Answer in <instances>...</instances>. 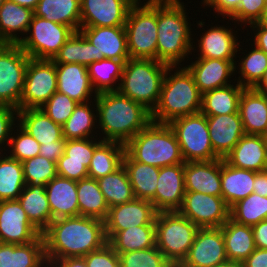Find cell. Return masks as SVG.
Here are the masks:
<instances>
[{
  "mask_svg": "<svg viewBox=\"0 0 267 267\" xmlns=\"http://www.w3.org/2000/svg\"><path fill=\"white\" fill-rule=\"evenodd\" d=\"M118 255L120 267H174L156 246Z\"/></svg>",
  "mask_w": 267,
  "mask_h": 267,
  "instance_id": "c3c4849f",
  "label": "cell"
},
{
  "mask_svg": "<svg viewBox=\"0 0 267 267\" xmlns=\"http://www.w3.org/2000/svg\"><path fill=\"white\" fill-rule=\"evenodd\" d=\"M65 144L66 139L64 137L49 144H42L39 148V155L57 164L59 158L64 154Z\"/></svg>",
  "mask_w": 267,
  "mask_h": 267,
  "instance_id": "6f0895ef",
  "label": "cell"
},
{
  "mask_svg": "<svg viewBox=\"0 0 267 267\" xmlns=\"http://www.w3.org/2000/svg\"><path fill=\"white\" fill-rule=\"evenodd\" d=\"M187 65L199 91L203 94L230 85V76L236 71V61L212 58H199Z\"/></svg>",
  "mask_w": 267,
  "mask_h": 267,
  "instance_id": "ffe728a7",
  "label": "cell"
},
{
  "mask_svg": "<svg viewBox=\"0 0 267 267\" xmlns=\"http://www.w3.org/2000/svg\"><path fill=\"white\" fill-rule=\"evenodd\" d=\"M253 187L254 193L267 197V170L255 172Z\"/></svg>",
  "mask_w": 267,
  "mask_h": 267,
  "instance_id": "be15d7a7",
  "label": "cell"
},
{
  "mask_svg": "<svg viewBox=\"0 0 267 267\" xmlns=\"http://www.w3.org/2000/svg\"><path fill=\"white\" fill-rule=\"evenodd\" d=\"M256 248L267 249V220L252 226Z\"/></svg>",
  "mask_w": 267,
  "mask_h": 267,
  "instance_id": "94428289",
  "label": "cell"
},
{
  "mask_svg": "<svg viewBox=\"0 0 267 267\" xmlns=\"http://www.w3.org/2000/svg\"><path fill=\"white\" fill-rule=\"evenodd\" d=\"M54 63H77L89 66L96 61V50L80 31L74 32L52 59Z\"/></svg>",
  "mask_w": 267,
  "mask_h": 267,
  "instance_id": "7bdbcfd3",
  "label": "cell"
},
{
  "mask_svg": "<svg viewBox=\"0 0 267 267\" xmlns=\"http://www.w3.org/2000/svg\"><path fill=\"white\" fill-rule=\"evenodd\" d=\"M29 59L18 44H7L0 51V106L19 110Z\"/></svg>",
  "mask_w": 267,
  "mask_h": 267,
  "instance_id": "8fae6325",
  "label": "cell"
},
{
  "mask_svg": "<svg viewBox=\"0 0 267 267\" xmlns=\"http://www.w3.org/2000/svg\"><path fill=\"white\" fill-rule=\"evenodd\" d=\"M108 243L118 254L156 246L155 225L134 226L117 232Z\"/></svg>",
  "mask_w": 267,
  "mask_h": 267,
  "instance_id": "f35d334b",
  "label": "cell"
},
{
  "mask_svg": "<svg viewBox=\"0 0 267 267\" xmlns=\"http://www.w3.org/2000/svg\"><path fill=\"white\" fill-rule=\"evenodd\" d=\"M125 145L116 141H102L94 150L88 177L95 180L115 172L123 165Z\"/></svg>",
  "mask_w": 267,
  "mask_h": 267,
  "instance_id": "d590c367",
  "label": "cell"
},
{
  "mask_svg": "<svg viewBox=\"0 0 267 267\" xmlns=\"http://www.w3.org/2000/svg\"><path fill=\"white\" fill-rule=\"evenodd\" d=\"M174 68L177 66H168L165 73L157 106L151 112L152 122L169 124L179 117L201 112L202 93L193 76L186 66L173 71Z\"/></svg>",
  "mask_w": 267,
  "mask_h": 267,
  "instance_id": "277c9868",
  "label": "cell"
},
{
  "mask_svg": "<svg viewBox=\"0 0 267 267\" xmlns=\"http://www.w3.org/2000/svg\"><path fill=\"white\" fill-rule=\"evenodd\" d=\"M185 195L184 163L160 168L155 196L156 211L177 212Z\"/></svg>",
  "mask_w": 267,
  "mask_h": 267,
  "instance_id": "ac0fdd59",
  "label": "cell"
},
{
  "mask_svg": "<svg viewBox=\"0 0 267 267\" xmlns=\"http://www.w3.org/2000/svg\"><path fill=\"white\" fill-rule=\"evenodd\" d=\"M140 1L132 5L124 25L128 53L130 58L157 60V0Z\"/></svg>",
  "mask_w": 267,
  "mask_h": 267,
  "instance_id": "52a82bcc",
  "label": "cell"
},
{
  "mask_svg": "<svg viewBox=\"0 0 267 267\" xmlns=\"http://www.w3.org/2000/svg\"><path fill=\"white\" fill-rule=\"evenodd\" d=\"M74 32L69 26L33 15L30 35L21 36L18 45L30 58L52 60Z\"/></svg>",
  "mask_w": 267,
  "mask_h": 267,
  "instance_id": "30bf717a",
  "label": "cell"
},
{
  "mask_svg": "<svg viewBox=\"0 0 267 267\" xmlns=\"http://www.w3.org/2000/svg\"><path fill=\"white\" fill-rule=\"evenodd\" d=\"M125 152L134 161L159 168L185 163L169 124L151 121L125 144Z\"/></svg>",
  "mask_w": 267,
  "mask_h": 267,
  "instance_id": "5b68a950",
  "label": "cell"
},
{
  "mask_svg": "<svg viewBox=\"0 0 267 267\" xmlns=\"http://www.w3.org/2000/svg\"><path fill=\"white\" fill-rule=\"evenodd\" d=\"M185 191L222 197L221 158L184 163Z\"/></svg>",
  "mask_w": 267,
  "mask_h": 267,
  "instance_id": "7402d4cb",
  "label": "cell"
},
{
  "mask_svg": "<svg viewBox=\"0 0 267 267\" xmlns=\"http://www.w3.org/2000/svg\"><path fill=\"white\" fill-rule=\"evenodd\" d=\"M45 261L42 235L28 244L0 242V267H43Z\"/></svg>",
  "mask_w": 267,
  "mask_h": 267,
  "instance_id": "83f0119b",
  "label": "cell"
},
{
  "mask_svg": "<svg viewBox=\"0 0 267 267\" xmlns=\"http://www.w3.org/2000/svg\"><path fill=\"white\" fill-rule=\"evenodd\" d=\"M245 134L264 135L267 131V105L263 94L244 88L238 108Z\"/></svg>",
  "mask_w": 267,
  "mask_h": 267,
  "instance_id": "4316f807",
  "label": "cell"
},
{
  "mask_svg": "<svg viewBox=\"0 0 267 267\" xmlns=\"http://www.w3.org/2000/svg\"><path fill=\"white\" fill-rule=\"evenodd\" d=\"M263 136L265 138V141L267 142V131H266V133Z\"/></svg>",
  "mask_w": 267,
  "mask_h": 267,
  "instance_id": "34e18365",
  "label": "cell"
},
{
  "mask_svg": "<svg viewBox=\"0 0 267 267\" xmlns=\"http://www.w3.org/2000/svg\"><path fill=\"white\" fill-rule=\"evenodd\" d=\"M56 91L55 63L52 60L30 58L19 110L40 108Z\"/></svg>",
  "mask_w": 267,
  "mask_h": 267,
  "instance_id": "7c38bea8",
  "label": "cell"
},
{
  "mask_svg": "<svg viewBox=\"0 0 267 267\" xmlns=\"http://www.w3.org/2000/svg\"><path fill=\"white\" fill-rule=\"evenodd\" d=\"M52 221L79 216L77 181L57 175L45 185Z\"/></svg>",
  "mask_w": 267,
  "mask_h": 267,
  "instance_id": "d4e9b609",
  "label": "cell"
},
{
  "mask_svg": "<svg viewBox=\"0 0 267 267\" xmlns=\"http://www.w3.org/2000/svg\"><path fill=\"white\" fill-rule=\"evenodd\" d=\"M80 32L95 45L96 61L115 59L125 63L130 58L124 26L80 27Z\"/></svg>",
  "mask_w": 267,
  "mask_h": 267,
  "instance_id": "d6986e66",
  "label": "cell"
},
{
  "mask_svg": "<svg viewBox=\"0 0 267 267\" xmlns=\"http://www.w3.org/2000/svg\"><path fill=\"white\" fill-rule=\"evenodd\" d=\"M77 197L80 216L94 217L103 221L106 219L109 206L97 180L86 177L77 181Z\"/></svg>",
  "mask_w": 267,
  "mask_h": 267,
  "instance_id": "74e56055",
  "label": "cell"
},
{
  "mask_svg": "<svg viewBox=\"0 0 267 267\" xmlns=\"http://www.w3.org/2000/svg\"><path fill=\"white\" fill-rule=\"evenodd\" d=\"M77 104L78 102L69 98L66 94L56 91L40 108L56 124L63 126Z\"/></svg>",
  "mask_w": 267,
  "mask_h": 267,
  "instance_id": "f907efd6",
  "label": "cell"
},
{
  "mask_svg": "<svg viewBox=\"0 0 267 267\" xmlns=\"http://www.w3.org/2000/svg\"><path fill=\"white\" fill-rule=\"evenodd\" d=\"M90 104V105H89ZM91 102L78 103L69 119L62 126L63 137L66 140L94 138L92 132L98 118L93 113ZM96 120V121H95ZM92 130V131H91ZM91 136V137H90Z\"/></svg>",
  "mask_w": 267,
  "mask_h": 267,
  "instance_id": "ee69618b",
  "label": "cell"
},
{
  "mask_svg": "<svg viewBox=\"0 0 267 267\" xmlns=\"http://www.w3.org/2000/svg\"><path fill=\"white\" fill-rule=\"evenodd\" d=\"M109 208L135 198L126 168L122 165L115 172L97 179Z\"/></svg>",
  "mask_w": 267,
  "mask_h": 267,
  "instance_id": "ab89813d",
  "label": "cell"
},
{
  "mask_svg": "<svg viewBox=\"0 0 267 267\" xmlns=\"http://www.w3.org/2000/svg\"><path fill=\"white\" fill-rule=\"evenodd\" d=\"M215 267H243V266H242V263L240 262L227 260L221 264L216 265Z\"/></svg>",
  "mask_w": 267,
  "mask_h": 267,
  "instance_id": "a7ac6f4b",
  "label": "cell"
},
{
  "mask_svg": "<svg viewBox=\"0 0 267 267\" xmlns=\"http://www.w3.org/2000/svg\"><path fill=\"white\" fill-rule=\"evenodd\" d=\"M243 89L237 82L235 86L230 84L203 93L201 113L206 116L237 113Z\"/></svg>",
  "mask_w": 267,
  "mask_h": 267,
  "instance_id": "8d00e7d4",
  "label": "cell"
},
{
  "mask_svg": "<svg viewBox=\"0 0 267 267\" xmlns=\"http://www.w3.org/2000/svg\"><path fill=\"white\" fill-rule=\"evenodd\" d=\"M254 48L241 58L239 63V73L241 78L238 77V83L244 88H254L262 79L267 69V53L263 50Z\"/></svg>",
  "mask_w": 267,
  "mask_h": 267,
  "instance_id": "bcb514c9",
  "label": "cell"
},
{
  "mask_svg": "<svg viewBox=\"0 0 267 267\" xmlns=\"http://www.w3.org/2000/svg\"><path fill=\"white\" fill-rule=\"evenodd\" d=\"M267 7V0H240L237 10L229 17L237 23H256L262 16L263 10Z\"/></svg>",
  "mask_w": 267,
  "mask_h": 267,
  "instance_id": "f5cc1de1",
  "label": "cell"
},
{
  "mask_svg": "<svg viewBox=\"0 0 267 267\" xmlns=\"http://www.w3.org/2000/svg\"><path fill=\"white\" fill-rule=\"evenodd\" d=\"M17 116L16 122L40 145L52 143L63 137L62 126L56 124L41 108L18 110Z\"/></svg>",
  "mask_w": 267,
  "mask_h": 267,
  "instance_id": "f546056e",
  "label": "cell"
},
{
  "mask_svg": "<svg viewBox=\"0 0 267 267\" xmlns=\"http://www.w3.org/2000/svg\"><path fill=\"white\" fill-rule=\"evenodd\" d=\"M204 6H209L218 15L230 17L238 8L240 0H202Z\"/></svg>",
  "mask_w": 267,
  "mask_h": 267,
  "instance_id": "680465c9",
  "label": "cell"
},
{
  "mask_svg": "<svg viewBox=\"0 0 267 267\" xmlns=\"http://www.w3.org/2000/svg\"><path fill=\"white\" fill-rule=\"evenodd\" d=\"M43 267H61L57 262L46 259Z\"/></svg>",
  "mask_w": 267,
  "mask_h": 267,
  "instance_id": "2644e50d",
  "label": "cell"
},
{
  "mask_svg": "<svg viewBox=\"0 0 267 267\" xmlns=\"http://www.w3.org/2000/svg\"><path fill=\"white\" fill-rule=\"evenodd\" d=\"M42 236L45 257L54 262L86 256L107 243L104 221L80 215L53 220Z\"/></svg>",
  "mask_w": 267,
  "mask_h": 267,
  "instance_id": "6da1fadb",
  "label": "cell"
},
{
  "mask_svg": "<svg viewBox=\"0 0 267 267\" xmlns=\"http://www.w3.org/2000/svg\"><path fill=\"white\" fill-rule=\"evenodd\" d=\"M34 15L80 31V0H39Z\"/></svg>",
  "mask_w": 267,
  "mask_h": 267,
  "instance_id": "d6a6232c",
  "label": "cell"
},
{
  "mask_svg": "<svg viewBox=\"0 0 267 267\" xmlns=\"http://www.w3.org/2000/svg\"><path fill=\"white\" fill-rule=\"evenodd\" d=\"M257 23L264 28H267V7L263 10L261 18L257 21Z\"/></svg>",
  "mask_w": 267,
  "mask_h": 267,
  "instance_id": "89a4df30",
  "label": "cell"
},
{
  "mask_svg": "<svg viewBox=\"0 0 267 267\" xmlns=\"http://www.w3.org/2000/svg\"><path fill=\"white\" fill-rule=\"evenodd\" d=\"M61 267H87L84 257H66L56 261Z\"/></svg>",
  "mask_w": 267,
  "mask_h": 267,
  "instance_id": "e7e4bbea",
  "label": "cell"
},
{
  "mask_svg": "<svg viewBox=\"0 0 267 267\" xmlns=\"http://www.w3.org/2000/svg\"><path fill=\"white\" fill-rule=\"evenodd\" d=\"M18 201L30 222L42 233L52 222L45 186L26 185Z\"/></svg>",
  "mask_w": 267,
  "mask_h": 267,
  "instance_id": "e575fe53",
  "label": "cell"
},
{
  "mask_svg": "<svg viewBox=\"0 0 267 267\" xmlns=\"http://www.w3.org/2000/svg\"><path fill=\"white\" fill-rule=\"evenodd\" d=\"M18 109L11 106H0V147L9 144L11 133L15 126V121L18 119ZM14 126V127H13ZM8 141V143H6ZM3 144V145H2ZM2 147L0 151L3 152ZM0 152V153H1Z\"/></svg>",
  "mask_w": 267,
  "mask_h": 267,
  "instance_id": "11a10c76",
  "label": "cell"
},
{
  "mask_svg": "<svg viewBox=\"0 0 267 267\" xmlns=\"http://www.w3.org/2000/svg\"><path fill=\"white\" fill-rule=\"evenodd\" d=\"M230 218L251 227L267 220V197L251 193L230 208Z\"/></svg>",
  "mask_w": 267,
  "mask_h": 267,
  "instance_id": "f6af8a7d",
  "label": "cell"
},
{
  "mask_svg": "<svg viewBox=\"0 0 267 267\" xmlns=\"http://www.w3.org/2000/svg\"><path fill=\"white\" fill-rule=\"evenodd\" d=\"M199 228L221 227L230 218V208L223 197L185 191L177 211Z\"/></svg>",
  "mask_w": 267,
  "mask_h": 267,
  "instance_id": "4fadbf2b",
  "label": "cell"
},
{
  "mask_svg": "<svg viewBox=\"0 0 267 267\" xmlns=\"http://www.w3.org/2000/svg\"><path fill=\"white\" fill-rule=\"evenodd\" d=\"M227 260L221 227L199 228L188 254L178 267H215Z\"/></svg>",
  "mask_w": 267,
  "mask_h": 267,
  "instance_id": "9a60e30c",
  "label": "cell"
},
{
  "mask_svg": "<svg viewBox=\"0 0 267 267\" xmlns=\"http://www.w3.org/2000/svg\"><path fill=\"white\" fill-rule=\"evenodd\" d=\"M0 153V201L18 199L26 186L22 163Z\"/></svg>",
  "mask_w": 267,
  "mask_h": 267,
  "instance_id": "b9f144b4",
  "label": "cell"
},
{
  "mask_svg": "<svg viewBox=\"0 0 267 267\" xmlns=\"http://www.w3.org/2000/svg\"><path fill=\"white\" fill-rule=\"evenodd\" d=\"M221 229L228 260L242 263L256 249L251 226L229 218Z\"/></svg>",
  "mask_w": 267,
  "mask_h": 267,
  "instance_id": "4dcf8cb0",
  "label": "cell"
},
{
  "mask_svg": "<svg viewBox=\"0 0 267 267\" xmlns=\"http://www.w3.org/2000/svg\"><path fill=\"white\" fill-rule=\"evenodd\" d=\"M42 233L30 222L18 199L0 201V242L28 244Z\"/></svg>",
  "mask_w": 267,
  "mask_h": 267,
  "instance_id": "2e32d148",
  "label": "cell"
},
{
  "mask_svg": "<svg viewBox=\"0 0 267 267\" xmlns=\"http://www.w3.org/2000/svg\"><path fill=\"white\" fill-rule=\"evenodd\" d=\"M137 0H80V27L124 26Z\"/></svg>",
  "mask_w": 267,
  "mask_h": 267,
  "instance_id": "e0dca14e",
  "label": "cell"
},
{
  "mask_svg": "<svg viewBox=\"0 0 267 267\" xmlns=\"http://www.w3.org/2000/svg\"><path fill=\"white\" fill-rule=\"evenodd\" d=\"M124 62L115 59H102L90 64L88 74L95 92L118 91L119 85L114 84L121 82ZM115 86V87H114Z\"/></svg>",
  "mask_w": 267,
  "mask_h": 267,
  "instance_id": "60d3db41",
  "label": "cell"
},
{
  "mask_svg": "<svg viewBox=\"0 0 267 267\" xmlns=\"http://www.w3.org/2000/svg\"><path fill=\"white\" fill-rule=\"evenodd\" d=\"M254 32L255 29V39L254 45L267 53V28L261 27L257 22L249 25Z\"/></svg>",
  "mask_w": 267,
  "mask_h": 267,
  "instance_id": "6125c7cd",
  "label": "cell"
},
{
  "mask_svg": "<svg viewBox=\"0 0 267 267\" xmlns=\"http://www.w3.org/2000/svg\"><path fill=\"white\" fill-rule=\"evenodd\" d=\"M135 198L151 200L155 196L160 168L134 161L126 152L123 157Z\"/></svg>",
  "mask_w": 267,
  "mask_h": 267,
  "instance_id": "836d02e7",
  "label": "cell"
},
{
  "mask_svg": "<svg viewBox=\"0 0 267 267\" xmlns=\"http://www.w3.org/2000/svg\"><path fill=\"white\" fill-rule=\"evenodd\" d=\"M21 163L28 186H45L57 176L56 163L43 156L37 155Z\"/></svg>",
  "mask_w": 267,
  "mask_h": 267,
  "instance_id": "7dc6e473",
  "label": "cell"
},
{
  "mask_svg": "<svg viewBox=\"0 0 267 267\" xmlns=\"http://www.w3.org/2000/svg\"><path fill=\"white\" fill-rule=\"evenodd\" d=\"M94 109L101 128L102 141L126 144L151 120V112L119 91L101 92L94 97Z\"/></svg>",
  "mask_w": 267,
  "mask_h": 267,
  "instance_id": "7a4b0ae2",
  "label": "cell"
},
{
  "mask_svg": "<svg viewBox=\"0 0 267 267\" xmlns=\"http://www.w3.org/2000/svg\"><path fill=\"white\" fill-rule=\"evenodd\" d=\"M224 161L233 167L254 172L267 170V142L264 136L245 134Z\"/></svg>",
  "mask_w": 267,
  "mask_h": 267,
  "instance_id": "603a6c76",
  "label": "cell"
},
{
  "mask_svg": "<svg viewBox=\"0 0 267 267\" xmlns=\"http://www.w3.org/2000/svg\"><path fill=\"white\" fill-rule=\"evenodd\" d=\"M168 64L154 59L129 58L118 91L152 112L157 106Z\"/></svg>",
  "mask_w": 267,
  "mask_h": 267,
  "instance_id": "8992f818",
  "label": "cell"
},
{
  "mask_svg": "<svg viewBox=\"0 0 267 267\" xmlns=\"http://www.w3.org/2000/svg\"><path fill=\"white\" fill-rule=\"evenodd\" d=\"M155 228L156 247L178 267L188 254L199 227L178 212H159Z\"/></svg>",
  "mask_w": 267,
  "mask_h": 267,
  "instance_id": "ba28073f",
  "label": "cell"
},
{
  "mask_svg": "<svg viewBox=\"0 0 267 267\" xmlns=\"http://www.w3.org/2000/svg\"><path fill=\"white\" fill-rule=\"evenodd\" d=\"M57 175L67 179L79 181L88 177V168L85 162L58 161L56 164Z\"/></svg>",
  "mask_w": 267,
  "mask_h": 267,
  "instance_id": "9f6ffc18",
  "label": "cell"
},
{
  "mask_svg": "<svg viewBox=\"0 0 267 267\" xmlns=\"http://www.w3.org/2000/svg\"><path fill=\"white\" fill-rule=\"evenodd\" d=\"M57 91L66 94L78 103L89 102L95 92L87 66L77 63H55ZM89 99V100H88Z\"/></svg>",
  "mask_w": 267,
  "mask_h": 267,
  "instance_id": "cb8c5ba5",
  "label": "cell"
},
{
  "mask_svg": "<svg viewBox=\"0 0 267 267\" xmlns=\"http://www.w3.org/2000/svg\"><path fill=\"white\" fill-rule=\"evenodd\" d=\"M232 28L212 26L198 40L199 58L235 60L240 43ZM200 55V56H199Z\"/></svg>",
  "mask_w": 267,
  "mask_h": 267,
  "instance_id": "484cf974",
  "label": "cell"
},
{
  "mask_svg": "<svg viewBox=\"0 0 267 267\" xmlns=\"http://www.w3.org/2000/svg\"><path fill=\"white\" fill-rule=\"evenodd\" d=\"M9 1L15 2L18 5L34 10L39 0H9Z\"/></svg>",
  "mask_w": 267,
  "mask_h": 267,
  "instance_id": "003e7915",
  "label": "cell"
},
{
  "mask_svg": "<svg viewBox=\"0 0 267 267\" xmlns=\"http://www.w3.org/2000/svg\"><path fill=\"white\" fill-rule=\"evenodd\" d=\"M169 126L176 135L184 162L219 159L212 147L206 115L200 112L179 117Z\"/></svg>",
  "mask_w": 267,
  "mask_h": 267,
  "instance_id": "9c48e42d",
  "label": "cell"
},
{
  "mask_svg": "<svg viewBox=\"0 0 267 267\" xmlns=\"http://www.w3.org/2000/svg\"><path fill=\"white\" fill-rule=\"evenodd\" d=\"M262 94H263L264 100H265L266 105H267V93H262Z\"/></svg>",
  "mask_w": 267,
  "mask_h": 267,
  "instance_id": "753ad0ef",
  "label": "cell"
},
{
  "mask_svg": "<svg viewBox=\"0 0 267 267\" xmlns=\"http://www.w3.org/2000/svg\"><path fill=\"white\" fill-rule=\"evenodd\" d=\"M255 172L233 167L221 158L222 197L229 208L253 193Z\"/></svg>",
  "mask_w": 267,
  "mask_h": 267,
  "instance_id": "f1b7e54d",
  "label": "cell"
},
{
  "mask_svg": "<svg viewBox=\"0 0 267 267\" xmlns=\"http://www.w3.org/2000/svg\"><path fill=\"white\" fill-rule=\"evenodd\" d=\"M6 0H0V7Z\"/></svg>",
  "mask_w": 267,
  "mask_h": 267,
  "instance_id": "11e5206c",
  "label": "cell"
},
{
  "mask_svg": "<svg viewBox=\"0 0 267 267\" xmlns=\"http://www.w3.org/2000/svg\"><path fill=\"white\" fill-rule=\"evenodd\" d=\"M255 90L259 91L260 93H267V69L260 80V82L254 87Z\"/></svg>",
  "mask_w": 267,
  "mask_h": 267,
  "instance_id": "03108f58",
  "label": "cell"
},
{
  "mask_svg": "<svg viewBox=\"0 0 267 267\" xmlns=\"http://www.w3.org/2000/svg\"><path fill=\"white\" fill-rule=\"evenodd\" d=\"M184 6L180 0H157V60L169 66L181 65L195 48Z\"/></svg>",
  "mask_w": 267,
  "mask_h": 267,
  "instance_id": "3957f363",
  "label": "cell"
},
{
  "mask_svg": "<svg viewBox=\"0 0 267 267\" xmlns=\"http://www.w3.org/2000/svg\"><path fill=\"white\" fill-rule=\"evenodd\" d=\"M16 124L18 126L16 129L17 136L15 134L12 136L13 133H11L8 145L11 150L9 156L20 162H24L39 155L40 144L18 123Z\"/></svg>",
  "mask_w": 267,
  "mask_h": 267,
  "instance_id": "681fc988",
  "label": "cell"
},
{
  "mask_svg": "<svg viewBox=\"0 0 267 267\" xmlns=\"http://www.w3.org/2000/svg\"><path fill=\"white\" fill-rule=\"evenodd\" d=\"M83 257L87 267H120L119 255L108 242Z\"/></svg>",
  "mask_w": 267,
  "mask_h": 267,
  "instance_id": "db71d44e",
  "label": "cell"
},
{
  "mask_svg": "<svg viewBox=\"0 0 267 267\" xmlns=\"http://www.w3.org/2000/svg\"><path fill=\"white\" fill-rule=\"evenodd\" d=\"M158 212L149 200L134 198L109 208L104 220L107 242L119 231L144 225H155Z\"/></svg>",
  "mask_w": 267,
  "mask_h": 267,
  "instance_id": "5bb4252c",
  "label": "cell"
},
{
  "mask_svg": "<svg viewBox=\"0 0 267 267\" xmlns=\"http://www.w3.org/2000/svg\"><path fill=\"white\" fill-rule=\"evenodd\" d=\"M96 140L98 139L92 140V138H87L66 140L64 154L58 161L85 162V166L88 168L95 148L102 142L101 139L98 141Z\"/></svg>",
  "mask_w": 267,
  "mask_h": 267,
  "instance_id": "816d5d0a",
  "label": "cell"
},
{
  "mask_svg": "<svg viewBox=\"0 0 267 267\" xmlns=\"http://www.w3.org/2000/svg\"><path fill=\"white\" fill-rule=\"evenodd\" d=\"M243 267H267V249L256 248L243 262Z\"/></svg>",
  "mask_w": 267,
  "mask_h": 267,
  "instance_id": "91938a15",
  "label": "cell"
},
{
  "mask_svg": "<svg viewBox=\"0 0 267 267\" xmlns=\"http://www.w3.org/2000/svg\"><path fill=\"white\" fill-rule=\"evenodd\" d=\"M34 12L32 9L6 0L0 7V35L8 44H18L20 33L26 35ZM20 32V33H17ZM18 35V36H17Z\"/></svg>",
  "mask_w": 267,
  "mask_h": 267,
  "instance_id": "1f68e13d",
  "label": "cell"
},
{
  "mask_svg": "<svg viewBox=\"0 0 267 267\" xmlns=\"http://www.w3.org/2000/svg\"><path fill=\"white\" fill-rule=\"evenodd\" d=\"M206 119L214 153L224 159L245 135L239 111L232 114L206 116Z\"/></svg>",
  "mask_w": 267,
  "mask_h": 267,
  "instance_id": "44dd1931",
  "label": "cell"
},
{
  "mask_svg": "<svg viewBox=\"0 0 267 267\" xmlns=\"http://www.w3.org/2000/svg\"><path fill=\"white\" fill-rule=\"evenodd\" d=\"M8 43L1 37L0 35V51L7 45Z\"/></svg>",
  "mask_w": 267,
  "mask_h": 267,
  "instance_id": "8c879c8a",
  "label": "cell"
}]
</instances>
